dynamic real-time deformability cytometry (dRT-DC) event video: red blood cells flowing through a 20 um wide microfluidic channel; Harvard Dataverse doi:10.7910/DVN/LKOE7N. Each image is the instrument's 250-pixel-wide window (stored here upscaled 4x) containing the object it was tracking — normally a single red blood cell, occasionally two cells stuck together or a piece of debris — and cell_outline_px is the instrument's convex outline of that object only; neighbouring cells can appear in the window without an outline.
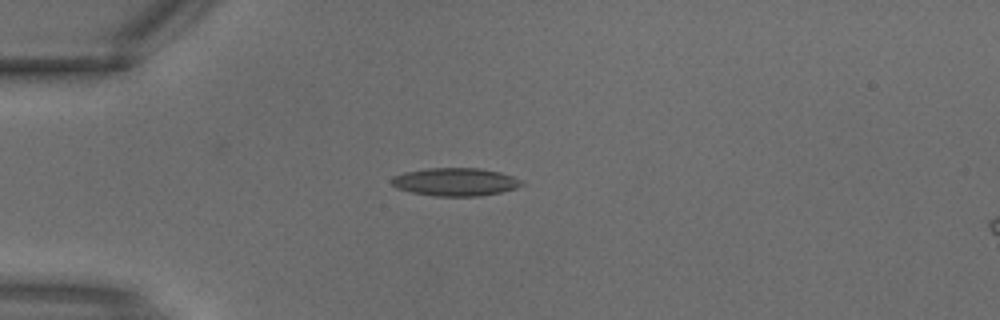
{"species": "common noctule bat (a hibernating species)", "species_latin": "Nyctalus noctula", "temperature_condition": "warm", "stored_images_in_passage": 4, "segment_of_instrument_passage": [1, 2], "camera_frame_rate_fps": 3000, "um_per_image_px": 0.085, "animal": {"sex": "male", "body_mass_g": 18.8}, "frame": {"image": 1, "passage_image": 3, "time_ms": 0.667, "image_size_px": [1000, 320], "cell_outline_px": [[524, 184], [516, 188], [500, 192], [480, 196], [436, 196], [412, 192], [396, 188], [392, 184], [392, 176], [404, 172], [428, 168], [480, 168], [500, 172], [524, 180]], "centroid_in_image_um": [38.72, 15.45], "position_along_channel_um": 46.3, "area_um2": 21.27}}